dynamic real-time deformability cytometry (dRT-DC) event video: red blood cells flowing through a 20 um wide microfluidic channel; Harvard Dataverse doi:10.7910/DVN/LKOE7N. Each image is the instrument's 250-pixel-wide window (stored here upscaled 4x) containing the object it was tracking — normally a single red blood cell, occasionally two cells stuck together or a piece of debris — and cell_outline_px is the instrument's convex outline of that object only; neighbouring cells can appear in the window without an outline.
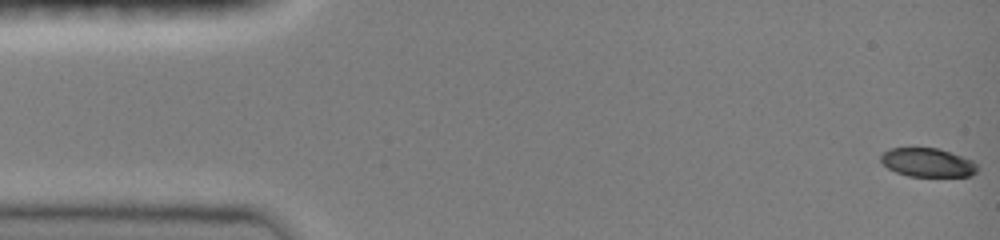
{"species": "common noctule bat (a hibernating species)", "species_latin": "Nyctalus noctula", "temperature_condition": "room temperature", "stored_images_in_passage": 48, "camera_frame_rate_fps": 3000, "um_per_image_px": 0.085, "animal": {"sex": "female", "body_mass_g": 19.0, "forearm_length_mm": 51.5}, "frame": {"image": 1, "passage_image": 1, "time_ms": 0.0, "image_size_px": [1000, 240], "cell_outline_px": [[980, 168], [976, 172], [968, 176], [908, 176], [896, 172], [888, 168], [880, 160], [880, 156], [884, 152], [892, 148], [936, 148], [972, 160]], "centroid_in_image_um": [78.84, 13.82], "position_along_channel_um": 6.2, "area_um2": 15.95}}
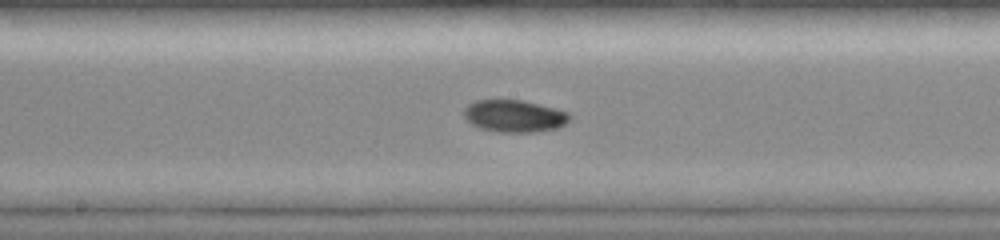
{"frame": {"image": 2, "passage_image": 25, "time_ms": 8.0, "image_size_px": [1000, 240], "cell_outline_px": [[572, 116], [560, 128], [532, 132], [496, 132], [480, 128], [472, 124], [464, 116], [464, 108], [468, 104], [476, 100], [520, 100], [556, 108], [568, 112]], "centroid_in_image_um": [43.73, 9.87], "position_along_channel_um": 204.5, "area_um2": 19.83}}
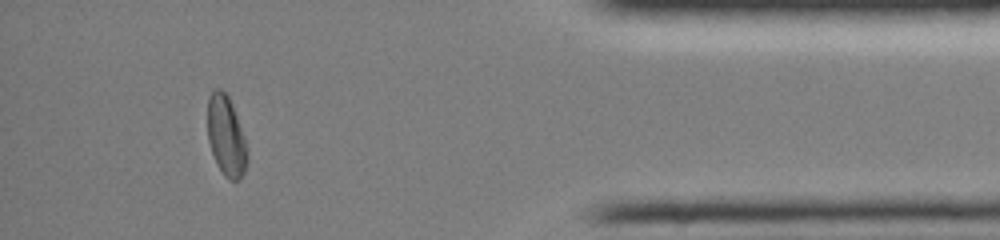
{"frame": {"image": 3, "passage_image": 43, "time_ms": 14.0, "image_size_px": [1000, 240], "cell_outline_px": [[248, 160], [244, 172], [240, 180], [228, 180], [224, 176], [216, 164], [208, 140], [208, 96], [216, 88], [220, 88], [228, 96], [232, 104], [244, 136], [248, 156]], "centroid_in_image_um": [19.22, 11.59], "position_along_channel_um": 416.0, "area_um2": 18.55}, "authors_computed_cell_mechanics": {"area_um2": 18.8717, "velocity_mm_per_s": 4.0744, "shape_relaxation_time_tau1_ms": 3.499, "shape_relaxation_time_tau2_ms": null, "deformation_change_tau1": 0.1629, "deformation_change_tau2": null}}